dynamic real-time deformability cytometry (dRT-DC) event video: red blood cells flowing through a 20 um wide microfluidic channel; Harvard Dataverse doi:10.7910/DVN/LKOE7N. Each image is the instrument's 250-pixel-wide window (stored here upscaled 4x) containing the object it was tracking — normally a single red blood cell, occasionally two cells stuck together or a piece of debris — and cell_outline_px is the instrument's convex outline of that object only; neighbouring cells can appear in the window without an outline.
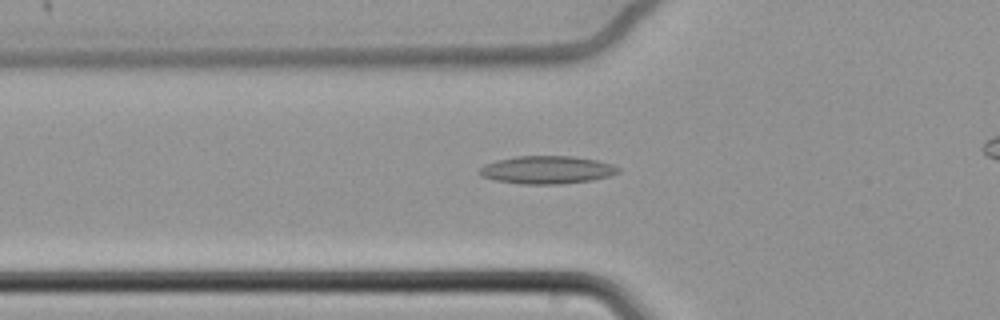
{"species": "common noctule bat (a hibernating species)", "species_latin": "Nyctalus noctula", "temperature_condition": "cold", "stored_images_in_passage": 42, "camera_frame_rate_fps": 3000, "um_per_image_px": 0.085, "animal": {"sex": "female", "body_mass_g": 22.7, "forearm_length_mm": 54.2}, "frame": {"image": 1, "passage_image": 9, "time_ms": 2.667, "image_size_px": [1000, 320], "cell_outline_px": [[620, 172], [608, 176], [592, 180], [560, 184], [520, 184], [496, 180], [480, 176], [480, 168], [484, 164], [496, 160], [516, 156], [572, 156], [596, 160], [612, 164], [620, 168]], "centroid_in_image_um": [46.48, 14.43], "position_along_channel_um": 79.3, "area_um2": 22.54}}
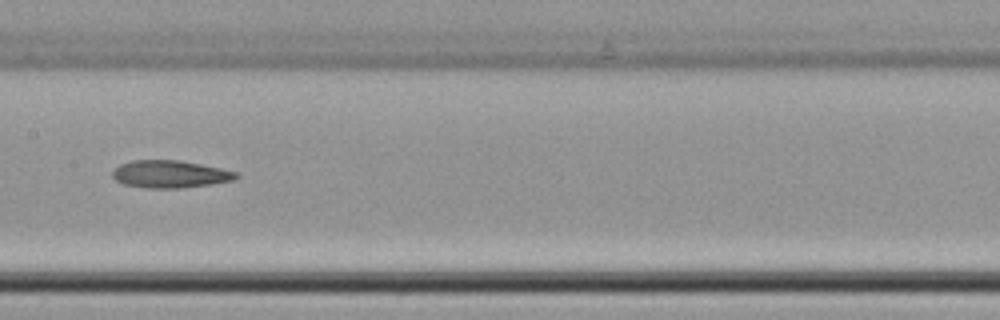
{"frame": {"image": 2, "passage_image": 19, "time_ms": 6.0, "image_size_px": [1000, 320], "cell_outline_px": [[240, 176], [236, 180], [212, 184], [180, 188], [144, 188], [124, 184], [116, 180], [112, 176], [112, 172], [120, 164], [132, 160], [180, 160], [240, 172]], "centroid_in_image_um": [14.5, 14.8], "position_along_channel_um": 192.9, "area_um2": 19.94}}
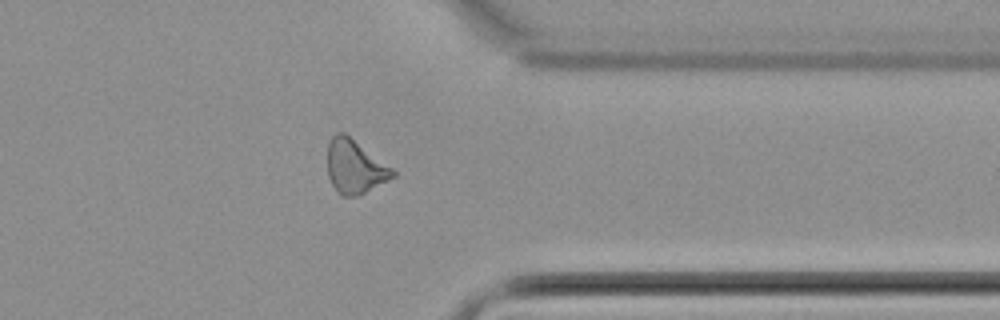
{"frame": {"image": 3, "passage_image": 36, "time_ms": 11.667, "image_size_px": [1000, 320], "cell_outline_px": [[396, 176], [356, 196], [340, 196], [336, 192], [328, 176], [328, 140], [336, 132], [344, 132], [392, 168], [396, 172]], "centroid_in_image_um": [30.13, 14.16], "position_along_channel_um": 381.3, "area_um2": 20.23}}